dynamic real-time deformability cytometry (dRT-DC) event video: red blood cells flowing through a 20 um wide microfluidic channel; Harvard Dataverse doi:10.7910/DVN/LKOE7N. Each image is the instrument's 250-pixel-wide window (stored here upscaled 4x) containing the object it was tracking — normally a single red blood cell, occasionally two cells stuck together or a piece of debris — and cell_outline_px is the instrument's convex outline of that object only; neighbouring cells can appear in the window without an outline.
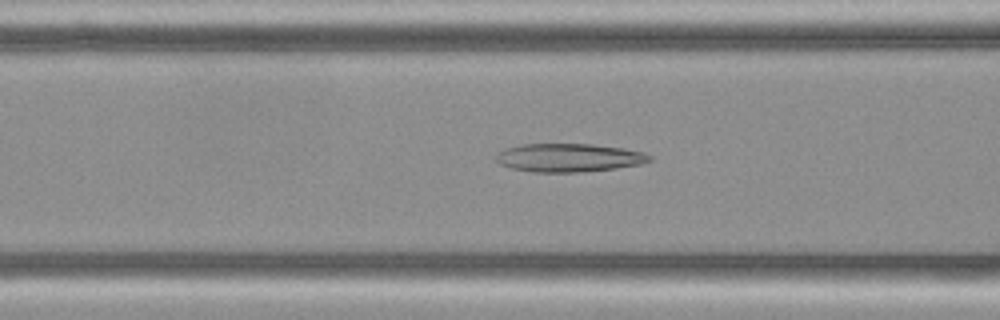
{"species": "Egyptian fruit bat (a non-hibernating species)", "species_latin": "Rousettus aegyptiacus", "temperature_condition": "cold", "stored_images_in_passage": 52, "camera_frame_rate_fps": 3000, "um_per_image_px": 0.085, "frame": {"image": 1, "passage_image": 20, "time_ms": 6.333, "image_size_px": [1000, 320], "cell_outline_px": [[652, 160], [640, 164], [616, 168], [576, 172], [532, 172], [512, 168], [500, 164], [496, 160], [496, 156], [504, 148], [524, 144], [592, 144], [624, 148], [644, 152], [652, 156]], "centroid_in_image_um": [48.37, 13.4], "position_along_channel_um": 118.2, "area_um2": 25.32}}
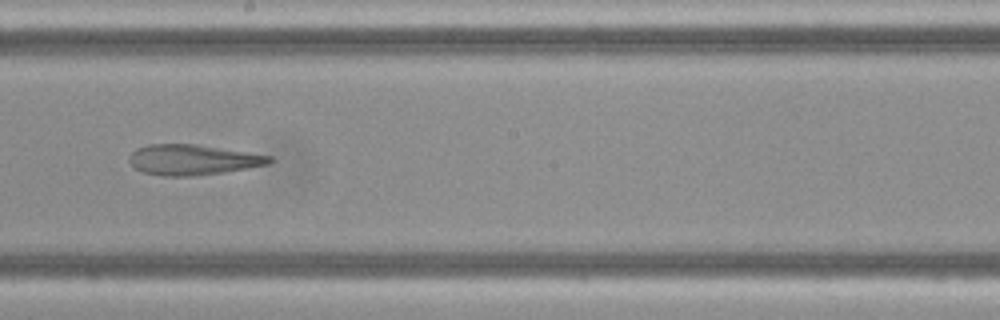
{"frame": {"image": 2, "passage_image": 29, "time_ms": 9.333, "image_size_px": [1000, 320], "cell_outline_px": [[276, 160], [268, 164], [248, 168], [224, 172], [192, 176], [164, 176], [144, 172], [136, 168], [128, 160], [128, 156], [136, 148], [148, 144], [196, 144], [272, 156]], "centroid_in_image_um": [16.39, 13.57], "position_along_channel_um": 231.8, "area_um2": 24.8}}
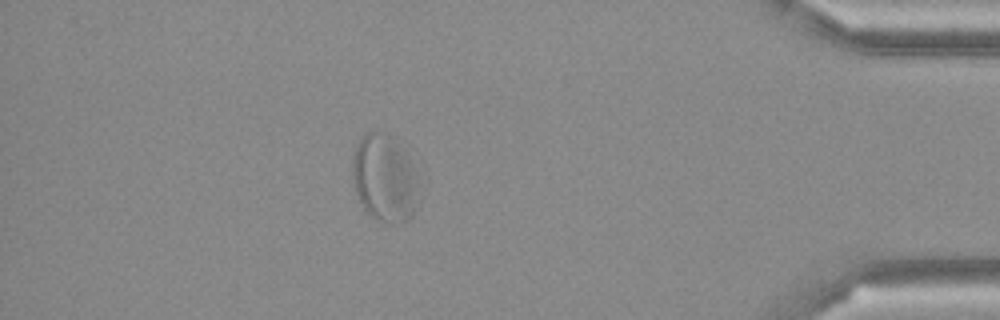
{"frame": {"image": 3, "passage_image": 46, "time_ms": 15.0, "image_size_px": [1000, 320], "cell_outline_px": [[420, 180], [416, 208], [412, 216], [408, 220], [396, 224], [392, 224], [376, 220], [364, 208], [356, 192], [352, 176], [352, 156], [356, 144], [368, 132], [388, 132], [400, 148], [408, 160]], "centroid_in_image_um": [32.69, 15.19], "position_along_channel_um": 402.5, "area_um2": 33.7}}